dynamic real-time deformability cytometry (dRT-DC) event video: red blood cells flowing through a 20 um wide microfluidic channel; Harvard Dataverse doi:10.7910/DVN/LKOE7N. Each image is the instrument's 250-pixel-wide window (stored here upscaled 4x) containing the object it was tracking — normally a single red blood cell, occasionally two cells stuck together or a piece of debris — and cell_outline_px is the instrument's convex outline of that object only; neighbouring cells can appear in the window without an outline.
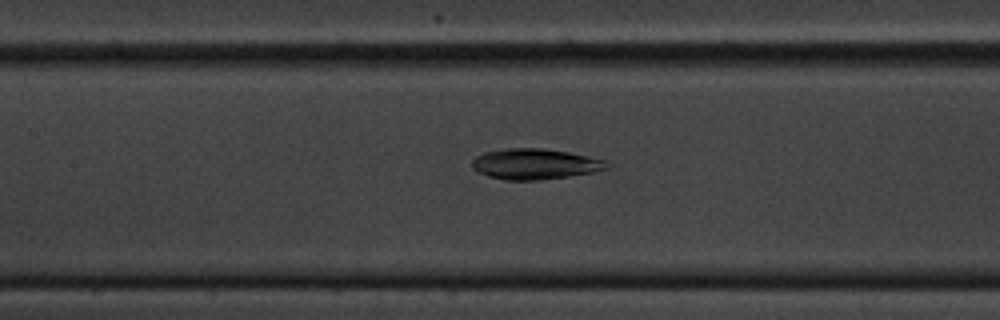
{"species": "common noctule bat (a hibernating species)", "species_latin": "Nyctalus noctula", "temperature_condition": "cold", "stored_images_in_passage": 58, "camera_frame_rate_fps": 3000, "um_per_image_px": 0.085, "animal": {"sex": "male", "body_mass_g": 20.1, "forearm_length_mm": 53.5}, "frame": {"image": 1, "passage_image": 26, "time_ms": 8.333, "image_size_px": [1000, 320], "cell_outline_px": [[612, 164], [608, 168], [592, 172], [568, 176], [540, 180], [504, 180], [488, 176], [472, 168], [472, 160], [476, 156], [484, 152], [504, 148], [544, 148], [568, 152], [604, 160]], "centroid_in_image_um": [45.45, 13.94], "position_along_channel_um": 161.9, "area_um2": 24.04}}
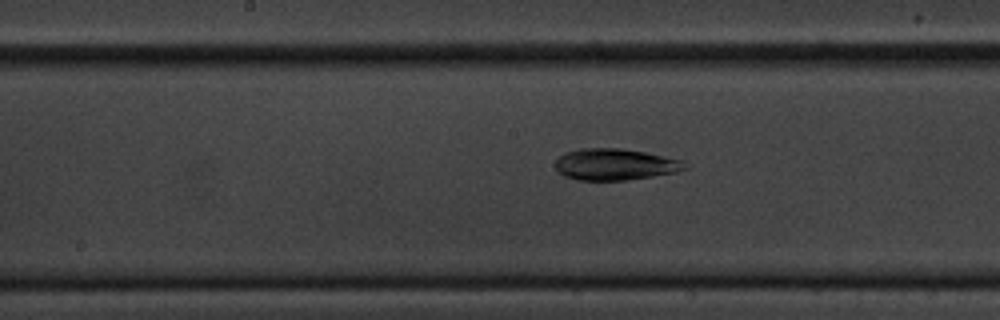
{"frame": {"image": 2, "passage_image": 29, "time_ms": 9.333, "image_size_px": [1000, 320], "cell_outline_px": [[688, 168], [676, 172], [652, 176], [624, 180], [580, 180], [564, 176], [556, 172], [556, 160], [564, 152], [580, 148], [620, 148], [644, 152], [684, 160]], "centroid_in_image_um": [52.26, 13.97], "position_along_channel_um": 195.9, "area_um2": 23.81}}
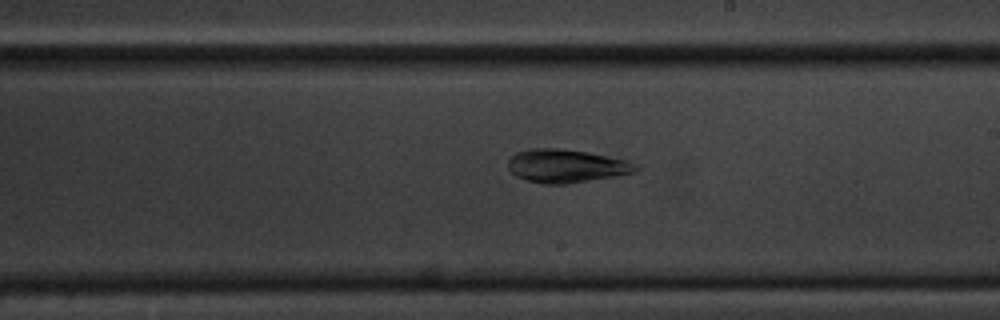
{"frame": {"image": 3, "passage_image": 33, "time_ms": 10.667, "image_size_px": [1000, 320], "cell_outline_px": [[640, 168], [636, 172], [616, 176], [564, 184], [544, 184], [528, 180], [516, 176], [508, 168], [508, 160], [516, 152], [528, 148], [560, 148], [588, 152], [628, 160], [640, 164]], "centroid_in_image_um": [48.17, 14.09], "position_along_channel_um": 240.8, "area_um2": 24.97}, "authors_computed_cell_mechanics": {"area_um2": 29.3046, "velocity_mm_per_s": 3.3998, "shape_relaxation_time_tau1_ms": 3.6218, "shape_relaxation_time_tau2_ms": 2.2167, "deformation_change_tau1": 0.1092, "deformation_change_tau2": 0.0658}}